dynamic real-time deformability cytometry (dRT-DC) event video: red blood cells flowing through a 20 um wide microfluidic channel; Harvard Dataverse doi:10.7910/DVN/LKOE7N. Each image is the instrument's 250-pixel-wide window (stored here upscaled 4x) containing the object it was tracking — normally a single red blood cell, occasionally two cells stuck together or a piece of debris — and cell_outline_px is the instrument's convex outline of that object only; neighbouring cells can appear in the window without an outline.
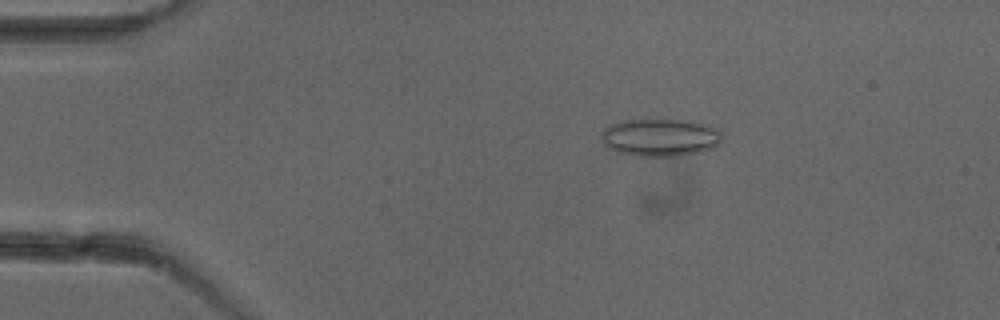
{"species": "common noctule bat (a hibernating species)", "species_latin": "Nyctalus noctula", "temperature_condition": "cold", "stored_images_in_passage": 7, "camera_frame_rate_fps": 3000, "um_per_image_px": 0.085, "animal": {"sex": "female"}, "frame": {"image": 1, "passage_image": 3, "time_ms": 2.333, "image_size_px": [1000, 320], "cell_outline_px": [[720, 144], [712, 148], [700, 152], [680, 156], [636, 156], [616, 152], [608, 148], [604, 144], [604, 128], [608, 124], [628, 120], [692, 120], [716, 128], [720, 132]], "centroid_in_image_um": [56.13, 11.69], "position_along_channel_um": 28.9, "area_um2": 26.41}}
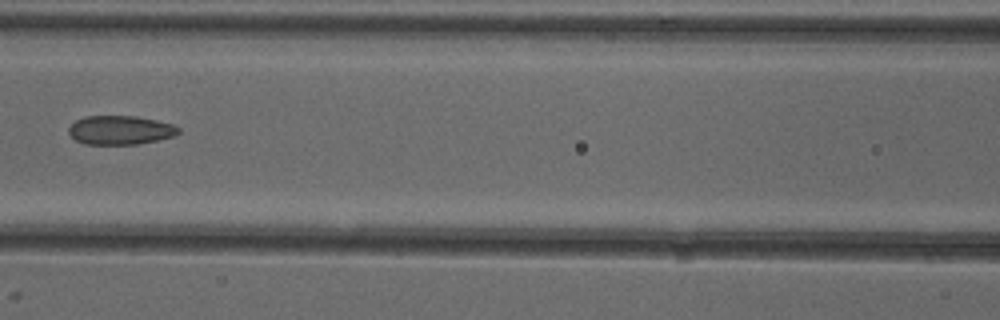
{"frame": {"image": 2, "passage_image": 7, "time_ms": 7.0, "image_size_px": [1000, 320], "cell_outline_px": [[180, 132], [172, 136], [156, 140], [136, 144], [84, 144], [76, 140], [68, 132], [68, 128], [76, 120], [84, 116], [136, 116], [156, 120], [172, 124], [180, 128]], "centroid_in_image_um": [10.2, 11.05], "position_along_channel_um": 156.4, "area_um2": 18.38}}